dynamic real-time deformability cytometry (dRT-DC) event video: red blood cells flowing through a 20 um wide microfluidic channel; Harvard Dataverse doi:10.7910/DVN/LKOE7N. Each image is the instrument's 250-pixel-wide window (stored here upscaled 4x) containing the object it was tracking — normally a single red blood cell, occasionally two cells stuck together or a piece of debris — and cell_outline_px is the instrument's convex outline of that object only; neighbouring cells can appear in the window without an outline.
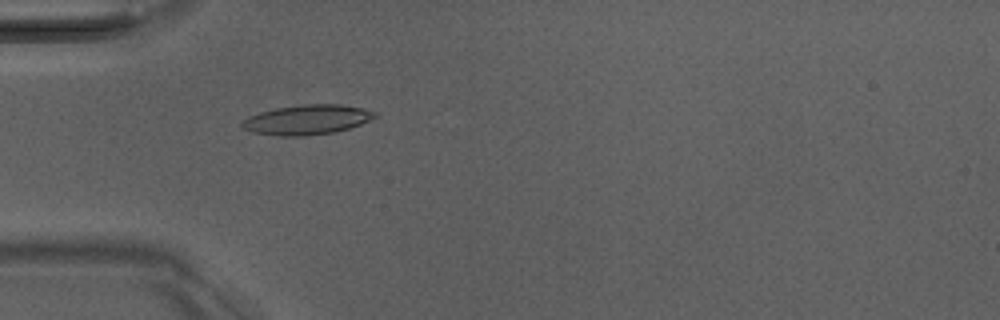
{"species": "Egyptian fruit bat (a non-hibernating species)", "species_latin": "Rousettus aegyptiacus", "temperature_condition": "room temperature", "stored_images_in_passage": 15, "camera_frame_rate_fps": 3000, "um_per_image_px": 0.085, "animal": {"sex": "male"}, "frame": {"image": 1, "passage_image": 5, "time_ms": 1.333, "image_size_px": [1000, 320], "cell_outline_px": [[376, 116], [360, 124], [348, 128], [332, 132], [304, 136], [280, 136], [252, 132], [244, 128], [240, 124], [248, 116], [260, 112], [276, 108], [304, 104], [340, 104], [360, 108], [376, 112]], "centroid_in_image_um": [26.06, 10.17], "position_along_channel_um": 58.9, "area_um2": 22.72}}
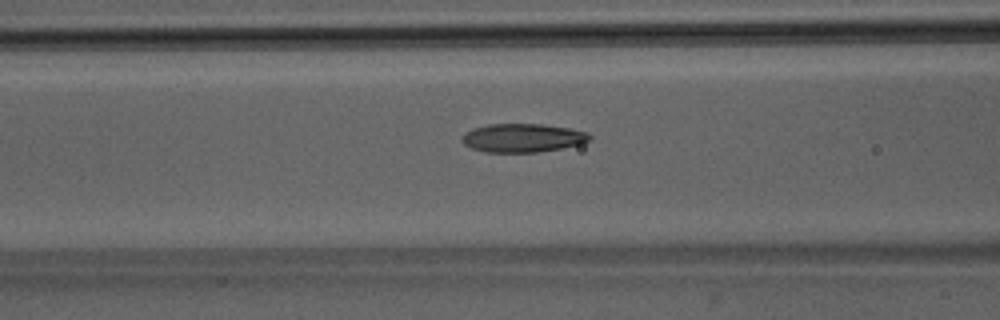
{"frame": {"image": 2, "passage_image": 10, "time_ms": 3.0, "image_size_px": [1000, 320], "cell_outline_px": [[592, 136], [588, 140], [580, 144], [560, 148], [536, 152], [484, 152], [472, 148], [464, 144], [460, 140], [460, 136], [472, 128], [488, 124], [544, 124], [572, 128], [584, 132]], "centroid_in_image_um": [44.37, 11.71], "position_along_channel_um": 122.2, "area_um2": 21.27}}